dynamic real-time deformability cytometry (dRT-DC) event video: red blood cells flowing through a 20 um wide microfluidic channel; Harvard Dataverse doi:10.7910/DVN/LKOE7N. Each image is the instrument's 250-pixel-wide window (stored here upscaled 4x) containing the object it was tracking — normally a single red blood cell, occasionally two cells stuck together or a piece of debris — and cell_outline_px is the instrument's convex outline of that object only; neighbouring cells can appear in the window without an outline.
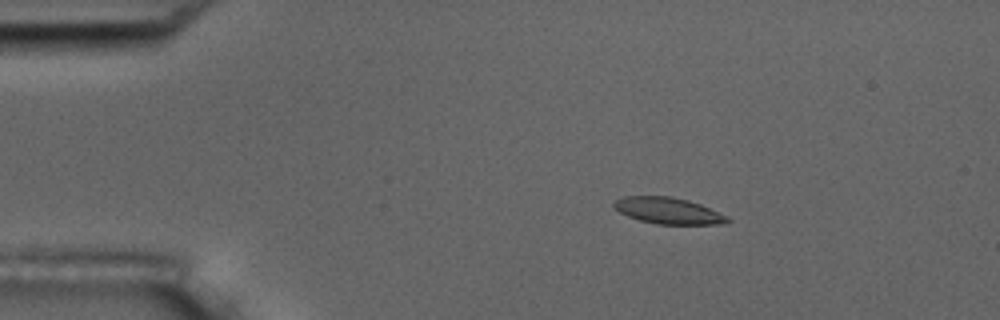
{"species": "common noctule bat (a hibernating species)", "species_latin": "Nyctalus noctula", "temperature_condition": "room temperature", "stored_images_in_passage": 4, "camera_frame_rate_fps": 3000, "um_per_image_px": 0.085, "animal": {"sex": "male", "body_mass_g": 17.5, "forearm_length_mm": 52.3}, "frame": {"image": 1, "passage_image": 3, "time_ms": 2.333, "image_size_px": [1000, 320], "cell_outline_px": [[732, 220], [720, 224], [656, 224], [640, 220], [628, 216], [620, 212], [612, 204], [616, 200], [624, 196], [668, 196], [688, 200], [700, 204], [728, 216]], "centroid_in_image_um": [56.81, 17.91], "position_along_channel_um": 28.2, "area_um2": 17.28}}